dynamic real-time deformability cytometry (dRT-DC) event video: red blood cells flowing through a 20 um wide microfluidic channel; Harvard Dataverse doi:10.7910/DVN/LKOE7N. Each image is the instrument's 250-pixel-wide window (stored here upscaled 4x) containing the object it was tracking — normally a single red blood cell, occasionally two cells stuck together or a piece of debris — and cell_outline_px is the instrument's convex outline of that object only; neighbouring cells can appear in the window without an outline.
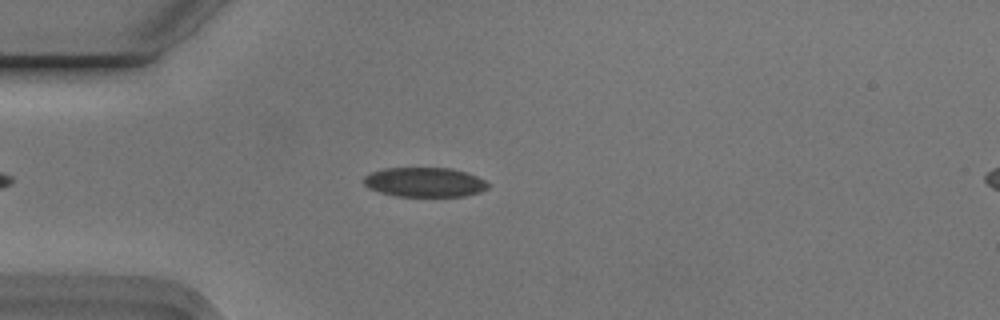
{"species": "Egyptian fruit bat (a non-hibernating species)", "species_latin": "Rousettus aegyptiacus", "temperature_condition": "cold", "stored_images_in_passage": 3, "camera_frame_rate_fps": 3000, "um_per_image_px": 0.085, "animal": {"sex": "male"}, "frame": {"image": 1, "passage_image": 2, "time_ms": 0.333, "image_size_px": [1000, 320], "cell_outline_px": [[488, 188], [480, 192], [464, 196], [396, 196], [380, 192], [368, 188], [364, 184], [364, 176], [372, 172], [384, 168], [452, 168], [468, 172], [484, 180], [488, 184]], "centroid_in_image_um": [36.1, 15.48], "position_along_channel_um": 48.9, "area_um2": 21.39}}